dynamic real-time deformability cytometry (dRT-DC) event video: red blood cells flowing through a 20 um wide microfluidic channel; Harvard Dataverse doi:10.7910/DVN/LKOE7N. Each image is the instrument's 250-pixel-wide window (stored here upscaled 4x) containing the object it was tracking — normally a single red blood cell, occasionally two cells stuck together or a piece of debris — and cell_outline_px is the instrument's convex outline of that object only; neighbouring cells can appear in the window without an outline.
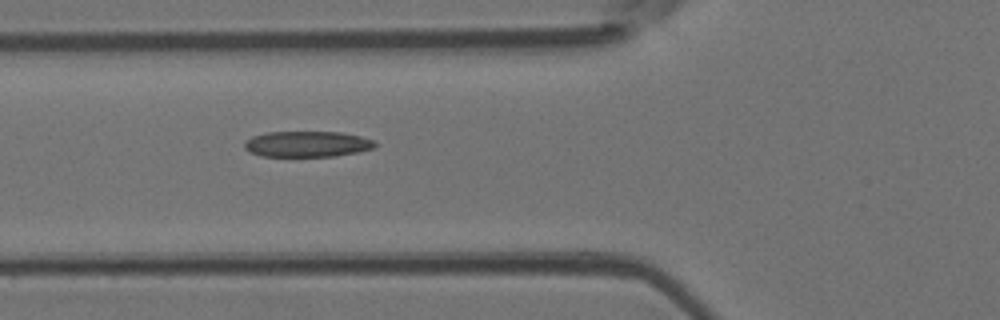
{"species": "Egyptian fruit bat (a non-hibernating species)", "species_latin": "Rousettus aegyptiacus", "temperature_condition": "room temperature", "stored_images_in_passage": 3, "camera_frame_rate_fps": 3000, "um_per_image_px": 0.085, "animal": {"sex": "female"}, "frame": {"image": 1, "passage_image": 3, "time_ms": 0.667, "image_size_px": [1000, 320], "cell_outline_px": [[376, 144], [372, 148], [360, 152], [336, 156], [260, 156], [248, 152], [244, 148], [244, 140], [252, 136], [268, 132], [340, 132], [360, 136], [372, 140]], "centroid_in_image_um": [26.06, 12.25], "position_along_channel_um": 99.7, "area_um2": 19.71}}